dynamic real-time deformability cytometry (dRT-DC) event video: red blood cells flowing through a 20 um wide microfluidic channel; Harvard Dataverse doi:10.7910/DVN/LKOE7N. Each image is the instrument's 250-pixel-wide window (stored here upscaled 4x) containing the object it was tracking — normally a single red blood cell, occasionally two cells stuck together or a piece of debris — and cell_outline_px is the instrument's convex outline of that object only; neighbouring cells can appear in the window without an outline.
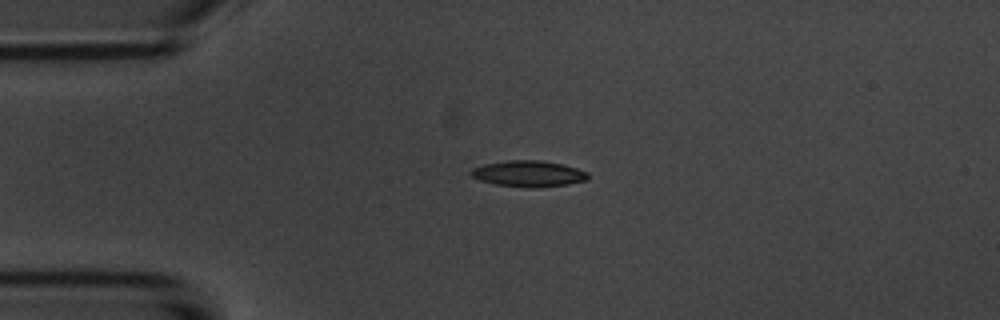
{"species": "common noctule bat (a hibernating species)", "species_latin": "Nyctalus noctula", "temperature_condition": "room temperature", "stored_images_in_passage": 5, "camera_frame_rate_fps": 3000, "um_per_image_px": 0.085, "animal": {"sex": "male", "body_mass_g": 20.1, "forearm_length_mm": 53.5}, "frame": {"image": 1, "passage_image": 5, "time_ms": 4.667, "image_size_px": [1000, 320], "cell_outline_px": [[588, 180], [568, 184], [496, 184], [480, 180], [472, 176], [468, 172], [472, 168], [484, 164], [508, 160], [540, 160], [564, 164], [588, 172]], "centroid_in_image_um": [44.91, 14.69], "position_along_channel_um": 40.1, "area_um2": 16.76}}